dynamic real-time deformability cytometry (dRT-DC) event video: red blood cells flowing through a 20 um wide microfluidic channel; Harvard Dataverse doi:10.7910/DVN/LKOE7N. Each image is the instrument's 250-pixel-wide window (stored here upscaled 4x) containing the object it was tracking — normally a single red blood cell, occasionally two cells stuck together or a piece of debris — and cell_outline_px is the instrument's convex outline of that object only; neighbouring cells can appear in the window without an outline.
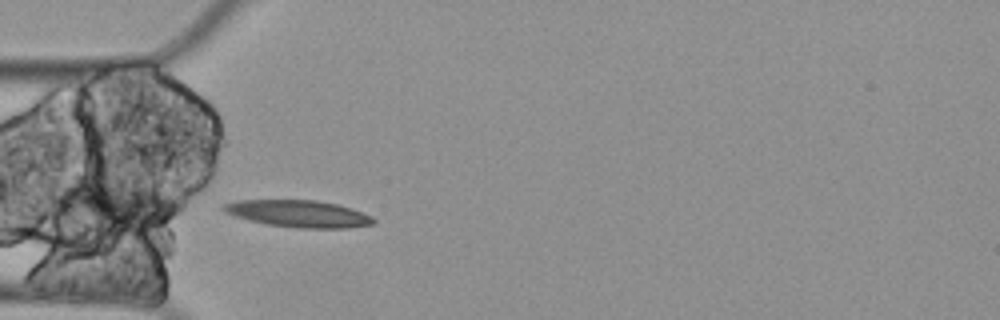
{"species": "Egyptian fruit bat (a non-hibernating species)", "species_latin": "Rousettus aegyptiacus", "temperature_condition": "cold", "stored_images_in_passage": 5, "camera_frame_rate_fps": 3000, "um_per_image_px": 0.085, "animal": {"sex": "female"}, "frame": {"image": 1, "passage_image": 4, "time_ms": 1.0, "image_size_px": [1000, 320], "cell_outline_px": [[376, 224], [348, 228], [300, 228], [268, 224], [236, 216], [224, 212], [220, 208], [224, 204], [240, 200], [316, 200], [336, 204], [352, 208], [372, 216], [376, 220]], "centroid_in_image_um": [25.43, 18.16], "position_along_channel_um": 59.6, "area_um2": 23.47}}